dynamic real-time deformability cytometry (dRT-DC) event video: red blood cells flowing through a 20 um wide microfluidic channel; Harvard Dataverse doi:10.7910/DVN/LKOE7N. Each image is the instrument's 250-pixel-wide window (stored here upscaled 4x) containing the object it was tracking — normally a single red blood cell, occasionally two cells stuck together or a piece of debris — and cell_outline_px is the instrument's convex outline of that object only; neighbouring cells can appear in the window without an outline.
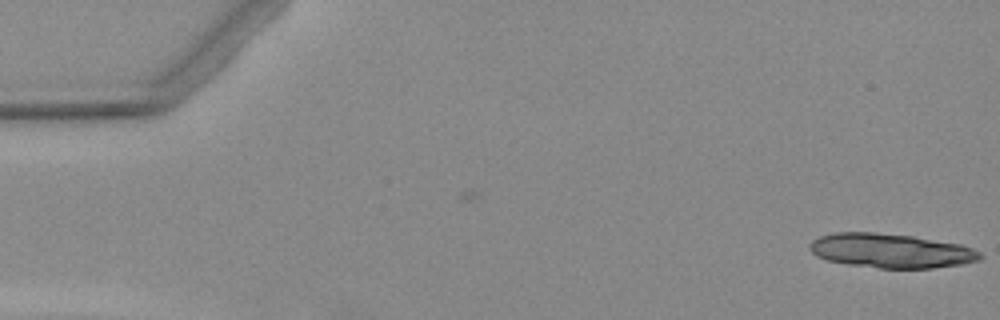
{"species": "Egyptian fruit bat (a non-hibernating species)", "species_latin": "Rousettus aegyptiacus", "temperature_condition": "warm", "stored_images_in_passage": 2, "camera_frame_rate_fps": 3000, "um_per_image_px": 0.085, "animal": {"sex": "female"}, "frame": {"image": 1, "passage_image": 2, "time_ms": 1.333, "image_size_px": [1000, 320], "cell_outline_px": [[984, 256], [980, 260], [964, 264], [932, 268], [880, 268], [848, 264], [828, 260], [816, 256], [808, 248], [808, 244], [812, 240], [820, 236], [836, 232], [876, 232], [912, 236], [960, 244], [972, 248], [980, 252]], "centroid_in_image_um": [75.73, 21.31], "position_along_channel_um": 9.3, "area_um2": 34.16}}